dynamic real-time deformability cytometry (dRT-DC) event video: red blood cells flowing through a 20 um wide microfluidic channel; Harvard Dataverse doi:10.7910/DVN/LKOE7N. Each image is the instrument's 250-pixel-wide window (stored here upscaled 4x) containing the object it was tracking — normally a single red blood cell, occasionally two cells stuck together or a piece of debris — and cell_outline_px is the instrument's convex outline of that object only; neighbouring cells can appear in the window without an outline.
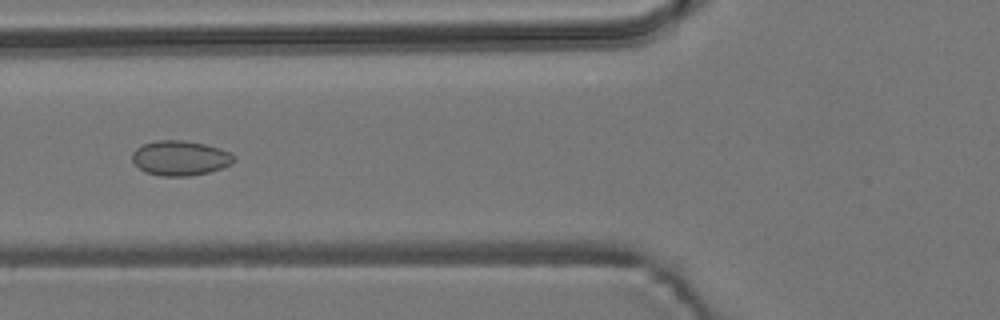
{"species": "common noctule bat (a hibernating species)", "species_latin": "Nyctalus noctula", "temperature_condition": "room temperature", "stored_images_in_passage": 7, "camera_frame_rate_fps": 3000, "um_per_image_px": 0.085, "animal": {"sex": "male", "body_mass_g": 19.2, "forearm_length_mm": 51.8}, "frame": {"image": 1, "passage_image": 6, "time_ms": 5.667, "image_size_px": [1000, 320], "cell_outline_px": [[236, 160], [232, 164], [208, 172], [188, 176], [160, 176], [144, 172], [132, 160], [132, 152], [136, 148], [144, 144], [156, 140], [184, 140], [204, 144], [220, 148], [228, 152]], "centroid_in_image_um": [15.29, 13.43], "position_along_channel_um": 110.5, "area_um2": 20.58}}
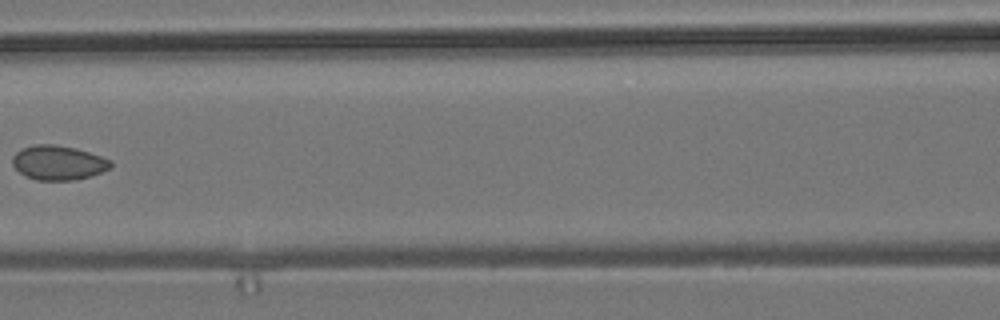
{"frame": {"image": 2, "passage_image": 7, "time_ms": 7.0, "image_size_px": [1000, 320], "cell_outline_px": [[112, 168], [92, 176], [72, 180], [36, 180], [24, 176], [12, 164], [12, 156], [20, 148], [32, 144], [52, 144], [76, 148], [112, 160]], "centroid_in_image_um": [4.94, 13.83], "position_along_channel_um": 161.7, "area_um2": 19.94}}